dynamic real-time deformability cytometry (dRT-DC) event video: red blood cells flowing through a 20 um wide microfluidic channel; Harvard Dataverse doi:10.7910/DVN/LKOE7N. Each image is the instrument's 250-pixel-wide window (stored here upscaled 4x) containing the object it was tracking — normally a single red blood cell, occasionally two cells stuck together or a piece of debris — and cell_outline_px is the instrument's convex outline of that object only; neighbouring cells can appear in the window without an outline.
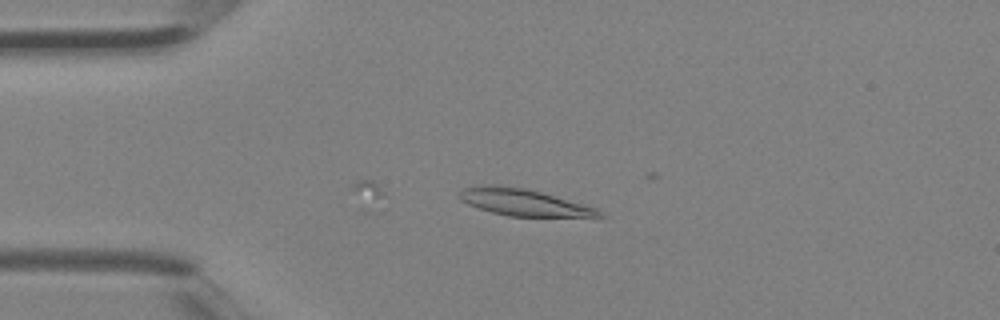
{"species": "Egyptian fruit bat (a non-hibernating species)", "species_latin": "Rousettus aegyptiacus", "temperature_condition": "room temperature", "stored_images_in_passage": 4, "camera_frame_rate_fps": 3000, "um_per_image_px": 0.085, "animal": {"sex": "female"}, "frame": {"image": 1, "passage_image": 4, "time_ms": 1.0, "image_size_px": [1000, 320], "cell_outline_px": [[604, 216], [508, 216], [492, 212], [468, 204], [460, 200], [460, 192], [464, 188], [480, 184], [496, 184], [524, 188], [540, 192], [584, 204], [596, 208]], "centroid_in_image_um": [44.43, 17.18], "position_along_channel_um": 40.6, "area_um2": 21.39}}